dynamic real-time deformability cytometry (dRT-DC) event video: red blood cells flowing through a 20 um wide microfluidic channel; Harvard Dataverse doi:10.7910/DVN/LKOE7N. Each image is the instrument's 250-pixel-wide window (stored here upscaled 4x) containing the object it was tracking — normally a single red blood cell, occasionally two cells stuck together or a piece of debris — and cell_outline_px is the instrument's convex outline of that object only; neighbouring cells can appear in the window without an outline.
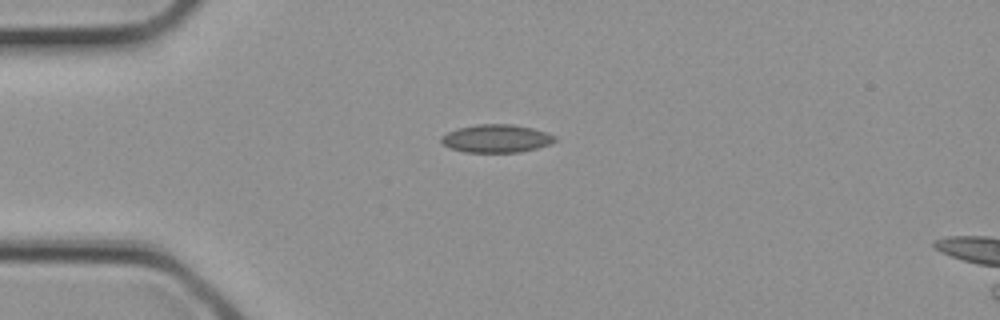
{"species": "common noctule bat (a hibernating species)", "species_latin": "Nyctalus noctula", "temperature_condition": "cold", "stored_images_in_passage": 12, "camera_frame_rate_fps": 3000, "um_per_image_px": 0.085, "animal": {"sex": "female", "body_mass_g": 21.9}, "frame": {"image": 1, "passage_image": 1, "time_ms": 0.0, "image_size_px": [1000, 320], "cell_outline_px": [[556, 140], [548, 144], [536, 148], [520, 152], [464, 152], [440, 144], [440, 136], [456, 128], [476, 124], [512, 124], [532, 128], [556, 136]], "centroid_in_image_um": [42.13, 11.77], "position_along_channel_um": 42.9, "area_um2": 18.55}}
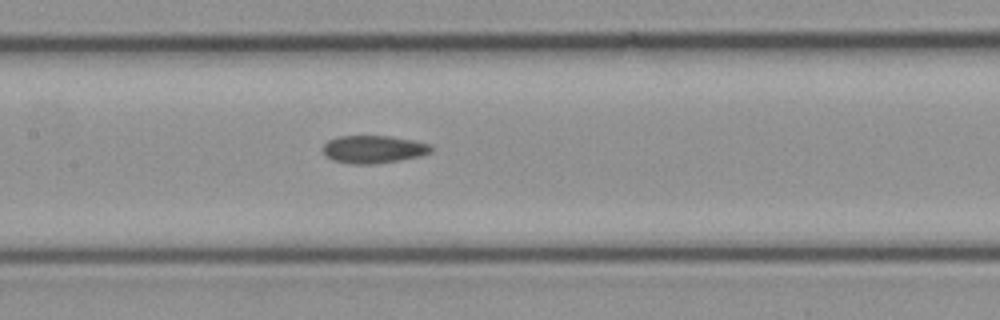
{"frame": {"image": 2, "passage_image": 8, "time_ms": 2.333, "image_size_px": [1000, 320], "cell_outline_px": [[432, 152], [420, 156], [400, 160], [376, 164], [348, 164], [332, 160], [324, 156], [320, 148], [328, 140], [340, 136], [392, 136], [416, 140], [432, 144]], "centroid_in_image_um": [31.73, 12.69], "position_along_channel_um": 175.7, "area_um2": 17.98}}
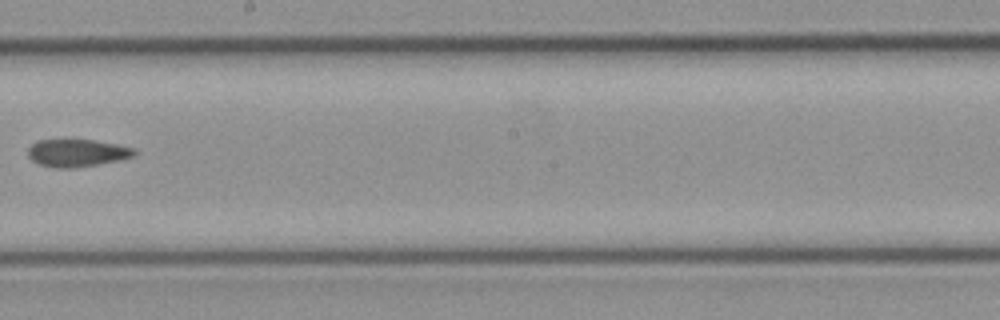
{"frame": {"image": 3, "passage_image": 11, "time_ms": 3.333, "image_size_px": [1000, 320], "cell_outline_px": [[136, 156], [120, 160], [72, 168], [56, 168], [40, 164], [32, 160], [28, 156], [28, 148], [36, 140], [96, 140], [136, 148]], "centroid_in_image_um": [6.57, 12.99], "position_along_channel_um": 241.6, "area_um2": 17.05}}